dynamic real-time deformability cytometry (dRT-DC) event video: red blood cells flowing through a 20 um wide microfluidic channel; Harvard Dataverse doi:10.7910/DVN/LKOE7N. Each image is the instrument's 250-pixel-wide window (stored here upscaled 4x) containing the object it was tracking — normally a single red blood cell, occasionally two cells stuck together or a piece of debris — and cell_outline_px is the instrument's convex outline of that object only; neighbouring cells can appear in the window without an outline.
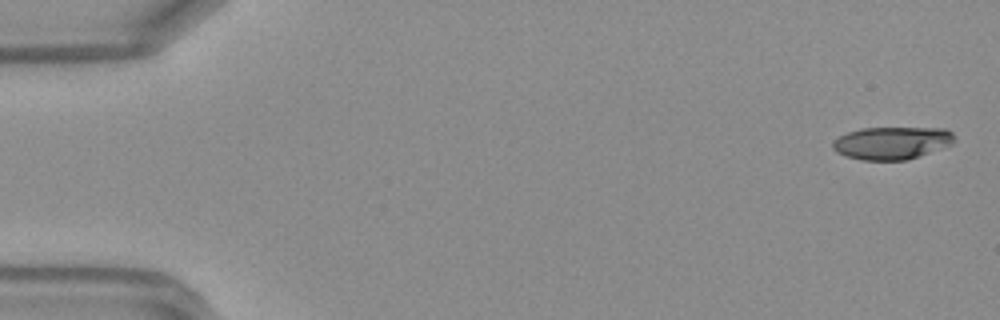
{"species": "Egyptian fruit bat (a non-hibernating species)", "species_latin": "Rousettus aegyptiacus", "temperature_condition": "warm", "stored_images_in_passage": 48, "camera_frame_rate_fps": 3000, "um_per_image_px": 0.085, "frame": {"image": 1, "passage_image": 1, "time_ms": 0.0, "image_size_px": [1000, 320], "cell_outline_px": [[956, 140], [952, 144], [908, 160], [860, 160], [836, 152], [832, 148], [832, 140], [848, 132], [860, 128], [944, 128], [952, 132]], "centroid_in_image_um": [75.8, 12.15], "position_along_channel_um": 9.2, "area_um2": 23.18}}
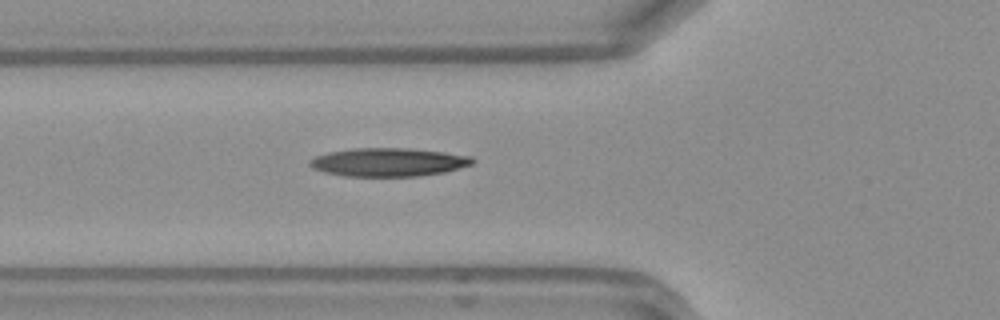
{"frame": {"image": 2, "passage_image": 17, "time_ms": 5.333, "image_size_px": [1000, 320], "cell_outline_px": [[476, 160], [472, 164], [444, 172], [416, 176], [344, 176], [324, 172], [312, 168], [308, 164], [308, 160], [316, 156], [328, 152], [356, 148], [408, 148], [444, 152], [472, 156]], "centroid_in_image_um": [33.0, 13.78], "position_along_channel_um": 92.8, "area_um2": 26.93}}
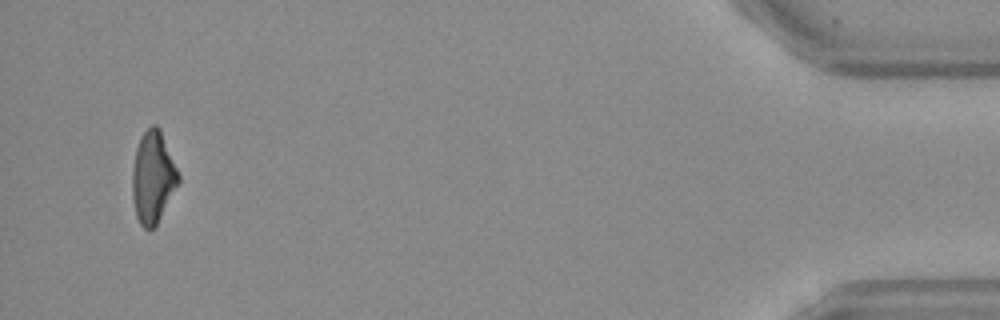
{"frame": {"image": 3, "passage_image": 46, "time_ms": 15.0, "image_size_px": [1000, 320], "cell_outline_px": [[180, 180], [156, 224], [148, 232], [140, 224], [136, 216], [132, 196], [132, 168], [136, 148], [140, 136], [152, 124], [156, 124], [160, 128], [180, 176]], "centroid_in_image_um": [12.98, 15.05], "position_along_channel_um": 422.2, "area_um2": 24.57}, "authors_computed_cell_mechanics": {"area_um2": 25.4898, "velocity_mm_per_s": 4.2229, "shape_relaxation_time_tau1_ms": null, "shape_relaxation_time_tau2_ms": 4.6102, "deformation_change_tau1": null, "deformation_change_tau2": 0.1697}}